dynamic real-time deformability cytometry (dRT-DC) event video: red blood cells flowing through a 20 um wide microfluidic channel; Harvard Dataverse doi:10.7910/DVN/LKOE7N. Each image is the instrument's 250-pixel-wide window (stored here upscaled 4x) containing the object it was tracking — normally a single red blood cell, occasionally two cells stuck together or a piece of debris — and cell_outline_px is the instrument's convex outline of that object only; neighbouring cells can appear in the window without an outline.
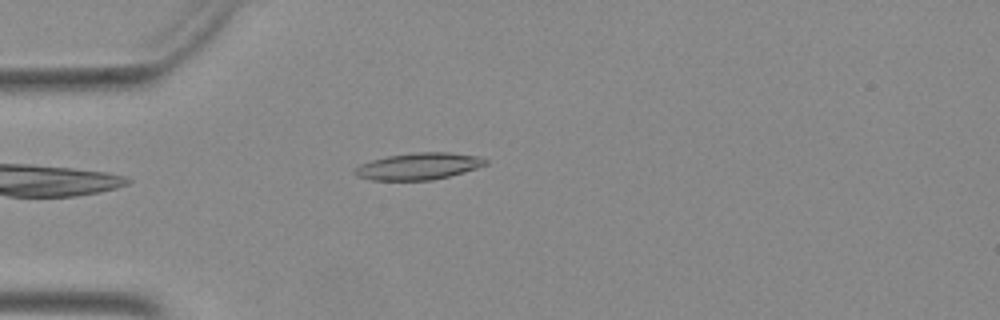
{"species": "Egyptian fruit bat (a non-hibernating species)", "species_latin": "Rousettus aegyptiacus", "temperature_condition": "warm", "stored_images_in_passage": 39, "camera_frame_rate_fps": 3000, "um_per_image_px": 0.085, "animal": {"sex": "female"}, "frame": {"image": 1, "passage_image": 2, "time_ms": 0.333, "image_size_px": [1000, 320], "cell_outline_px": [[488, 164], [464, 172], [432, 180], [372, 180], [356, 176], [352, 172], [360, 164], [372, 160], [388, 156], [416, 152], [452, 152], [476, 156], [488, 160]], "centroid_in_image_um": [35.57, 14.13], "position_along_channel_um": 49.4, "area_um2": 20.35}}
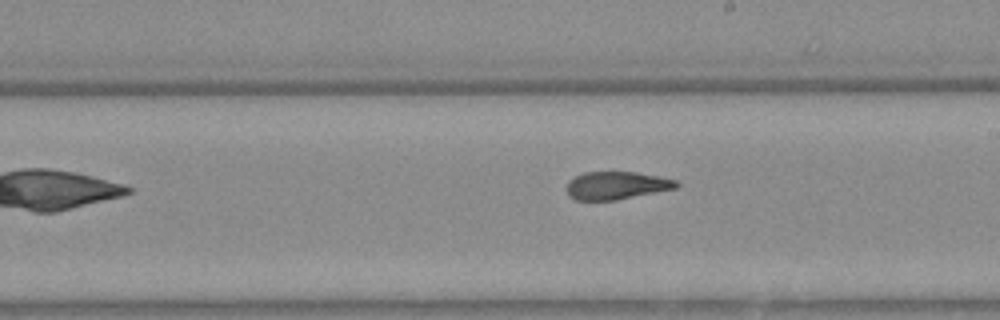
{"frame": {"image": 2, "passage_image": 17, "time_ms": 5.333, "image_size_px": [1000, 320], "cell_outline_px": [[680, 184], [676, 188], [616, 200], [576, 200], [568, 196], [568, 180], [584, 172], [636, 172], [660, 176], [676, 180]], "centroid_in_image_um": [52.41, 15.76], "position_along_channel_um": 236.6, "area_um2": 17.74}}
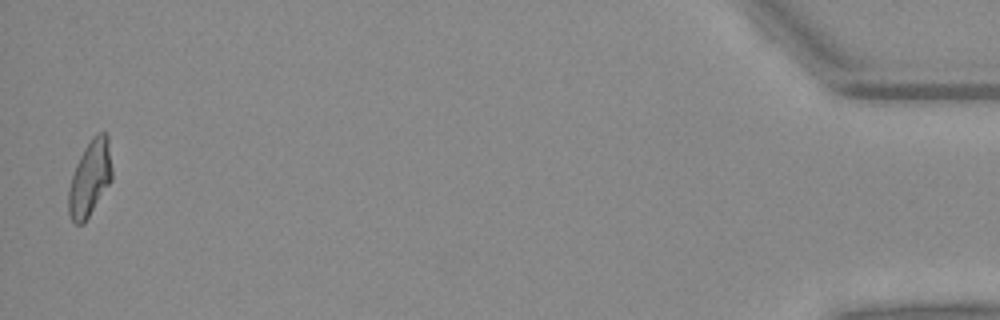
{"frame": {"image": 3, "passage_image": 38, "time_ms": 12.333, "image_size_px": [1000, 320], "cell_outline_px": [[112, 180], [84, 224], [76, 224], [72, 220], [68, 212], [68, 188], [76, 164], [84, 148], [92, 136], [96, 132], [104, 132], [108, 136], [112, 168]], "centroid_in_image_um": [7.65, 15.14], "position_along_channel_um": 427.6, "area_um2": 19.31}}